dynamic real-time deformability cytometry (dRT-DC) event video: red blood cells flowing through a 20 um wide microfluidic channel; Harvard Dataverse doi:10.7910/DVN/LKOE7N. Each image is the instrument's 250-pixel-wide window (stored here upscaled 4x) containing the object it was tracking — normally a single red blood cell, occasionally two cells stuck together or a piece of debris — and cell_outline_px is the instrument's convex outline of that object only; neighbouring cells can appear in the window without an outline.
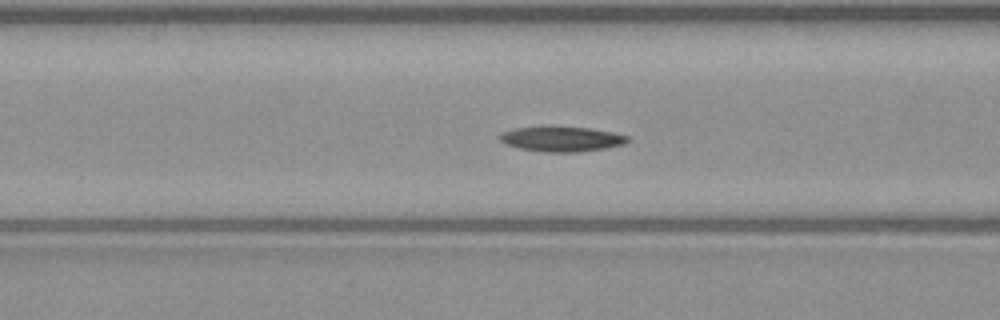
{"species": "common noctule bat (a hibernating species)", "species_latin": "Nyctalus noctula", "temperature_condition": "warm", "stored_images_in_passage": 52, "camera_frame_rate_fps": 3000, "um_per_image_px": 0.085, "animal": {"sex": "male", "body_mass_g": 23.1, "forearm_length_mm": 52.7}, "frame": {"image": 1, "passage_image": 21, "time_ms": 6.667, "image_size_px": [1000, 320], "cell_outline_px": [[632, 140], [624, 144], [604, 148], [576, 152], [544, 152], [520, 148], [504, 144], [500, 140], [500, 136], [504, 132], [512, 128], [548, 124], [552, 124], [592, 128], [612, 132], [628, 136]], "centroid_in_image_um": [47.72, 11.77], "position_along_channel_um": 118.9, "area_um2": 19.36}}
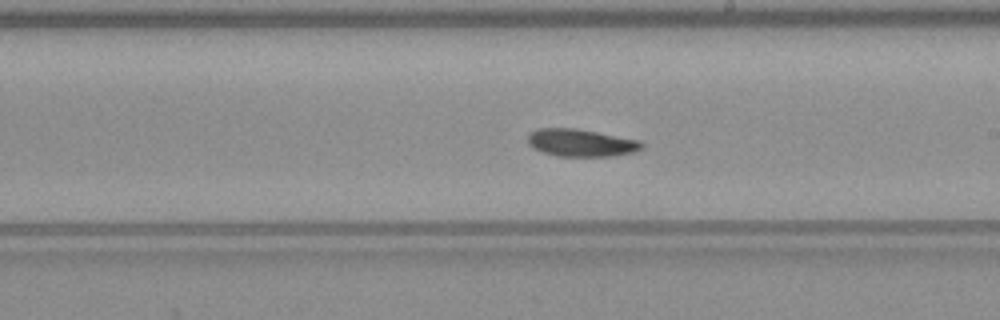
{"frame": {"image": 2, "passage_image": 30, "time_ms": 9.667, "image_size_px": [1000, 320], "cell_outline_px": [[644, 148], [636, 152], [616, 156], [556, 156], [532, 148], [528, 144], [528, 132], [536, 128], [576, 128], [640, 140], [644, 144]], "centroid_in_image_um": [49.4, 12.13], "position_along_channel_um": 239.6, "area_um2": 18.55}}
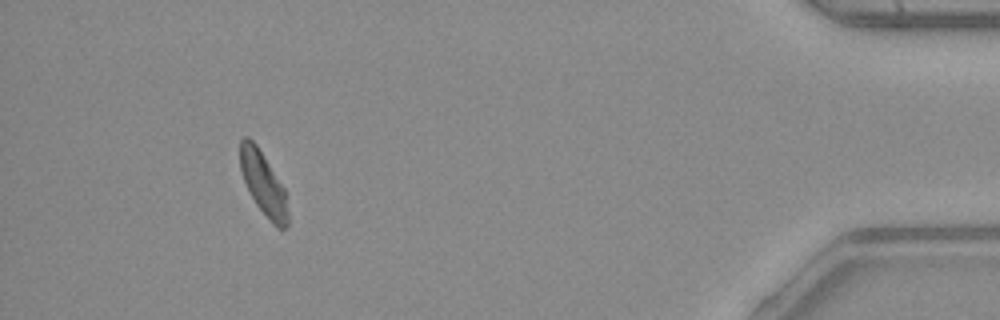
{"frame": {"image": 3, "passage_image": 48, "time_ms": 15.667, "image_size_px": [1000, 320], "cell_outline_px": [[288, 224], [284, 228], [276, 228], [272, 224], [256, 204], [244, 180], [240, 168], [240, 140], [244, 136], [248, 136], [256, 144], [284, 188], [288, 212]], "centroid_in_image_um": [22.38, 15.61], "position_along_channel_um": 412.8, "area_um2": 17.28}}